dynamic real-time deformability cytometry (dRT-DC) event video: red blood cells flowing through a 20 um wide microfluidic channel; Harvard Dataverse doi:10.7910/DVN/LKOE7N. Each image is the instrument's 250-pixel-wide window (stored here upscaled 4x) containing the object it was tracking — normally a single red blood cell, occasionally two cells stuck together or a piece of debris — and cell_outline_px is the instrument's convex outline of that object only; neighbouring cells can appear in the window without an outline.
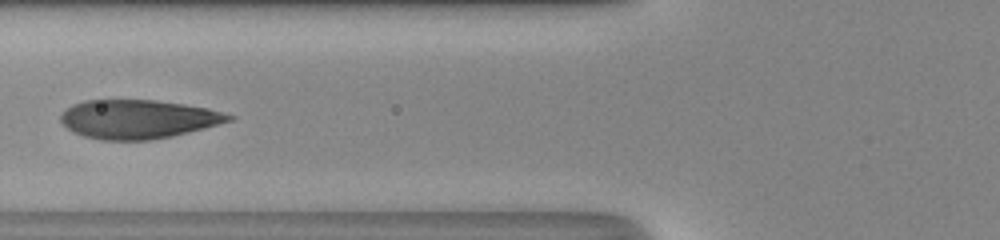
{"species": "human", "species_latin": "Homo sapiens", "temperature_condition": "room temperature", "stored_images_in_passage": 23, "camera_frame_rate_fps": 3000, "um_per_image_px": 0.085, "donor": {"sex": "male"}, "frame": {"image": 1, "passage_image": 7, "time_ms": 2.0, "image_size_px": [1000, 240], "cell_outline_px": [[236, 116], [232, 120], [204, 128], [172, 136], [152, 140], [100, 140], [84, 136], [72, 132], [60, 120], [60, 116], [64, 108], [72, 104], [84, 100], [156, 100], [184, 104], [208, 108]], "centroid_in_image_um": [11.7, 10.12], "position_along_channel_um": 114.1, "area_um2": 38.15}}